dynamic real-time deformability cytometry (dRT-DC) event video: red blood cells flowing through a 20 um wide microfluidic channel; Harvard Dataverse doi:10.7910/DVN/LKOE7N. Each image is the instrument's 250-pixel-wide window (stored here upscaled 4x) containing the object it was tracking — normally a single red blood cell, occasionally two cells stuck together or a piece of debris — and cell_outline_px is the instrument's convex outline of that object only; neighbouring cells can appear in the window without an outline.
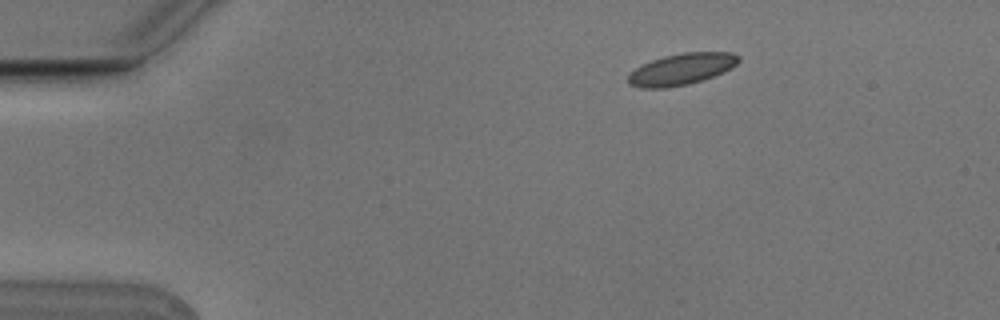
{"species": "Egyptian fruit bat (a non-hibernating species)", "species_latin": "Rousettus aegyptiacus", "temperature_condition": "cold", "stored_images_in_passage": 3, "camera_frame_rate_fps": 3000, "um_per_image_px": 0.085, "animal": {"sex": "male"}, "frame": {"image": 1, "passage_image": 1, "time_ms": 0.0, "image_size_px": [1000, 320], "cell_outline_px": [[740, 60], [732, 68], [712, 76], [688, 84], [664, 88], [644, 88], [628, 84], [628, 72], [652, 60], [664, 56], [684, 52], [732, 52], [740, 56]], "centroid_in_image_um": [57.92, 5.87], "position_along_channel_um": 27.1, "area_um2": 20.11}}